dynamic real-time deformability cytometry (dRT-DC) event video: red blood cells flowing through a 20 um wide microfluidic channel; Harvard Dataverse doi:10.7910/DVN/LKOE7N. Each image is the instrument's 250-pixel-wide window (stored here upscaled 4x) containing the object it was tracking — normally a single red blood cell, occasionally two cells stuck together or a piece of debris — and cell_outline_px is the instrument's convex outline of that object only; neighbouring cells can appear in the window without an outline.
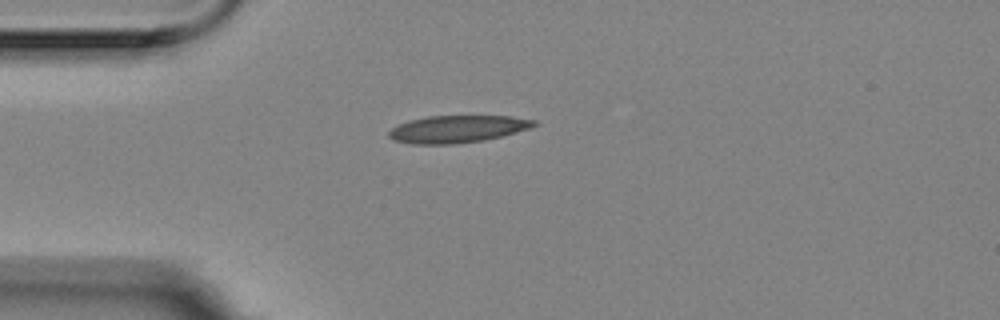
{"species": "Egyptian fruit bat (a non-hibernating species)", "species_latin": "Rousettus aegyptiacus", "temperature_condition": "room temperature", "stored_images_in_passage": 32, "camera_frame_rate_fps": 3000, "um_per_image_px": 0.085, "animal": {"sex": "female"}, "frame": {"image": 1, "passage_image": 1, "time_ms": 0.0, "image_size_px": [1000, 320], "cell_outline_px": [[540, 124], [532, 128], [484, 140], [452, 144], [412, 144], [396, 140], [388, 136], [388, 132], [392, 128], [408, 120], [428, 116], [512, 116], [536, 120]], "centroid_in_image_um": [38.93, 10.96], "position_along_channel_um": 46.1, "area_um2": 23.06}}
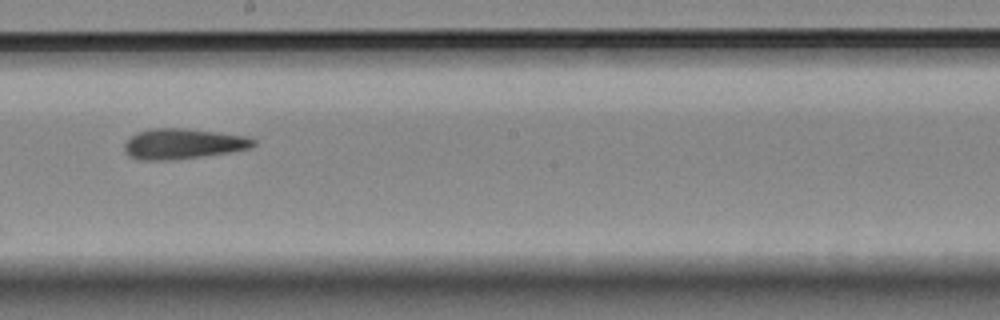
{"frame": {"image": 2, "passage_image": 18, "time_ms": 5.667, "image_size_px": [1000, 320], "cell_outline_px": [[256, 144], [252, 148], [204, 156], [172, 160], [140, 160], [128, 156], [124, 152], [124, 144], [136, 132], [148, 128], [184, 128], [248, 136], [256, 140]], "centroid_in_image_um": [15.54, 12.22], "position_along_channel_um": 232.7, "area_um2": 23.06}}
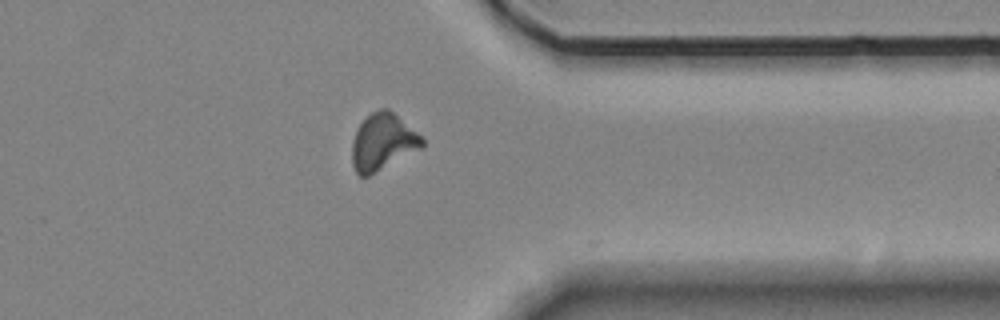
{"frame": {"image": 3, "passage_image": 31, "time_ms": 10.0, "image_size_px": [1000, 320], "cell_outline_px": [[424, 148], [368, 176], [360, 176], [356, 172], [352, 164], [352, 140], [360, 124], [372, 112], [380, 108], [388, 108], [416, 132], [424, 140]], "centroid_in_image_um": [32.54, 12.09], "position_along_channel_um": 378.9, "area_um2": 23.0}, "authors_computed_cell_mechanics": {"area_um2": 22.7154, "velocity_mm_per_s": 3.5329, "shape_relaxation_time_tau1_ms": null, "shape_relaxation_time_tau2_ms": 5.4915, "deformation_change_tau1": null, "deformation_change_tau2": 0.1596}}